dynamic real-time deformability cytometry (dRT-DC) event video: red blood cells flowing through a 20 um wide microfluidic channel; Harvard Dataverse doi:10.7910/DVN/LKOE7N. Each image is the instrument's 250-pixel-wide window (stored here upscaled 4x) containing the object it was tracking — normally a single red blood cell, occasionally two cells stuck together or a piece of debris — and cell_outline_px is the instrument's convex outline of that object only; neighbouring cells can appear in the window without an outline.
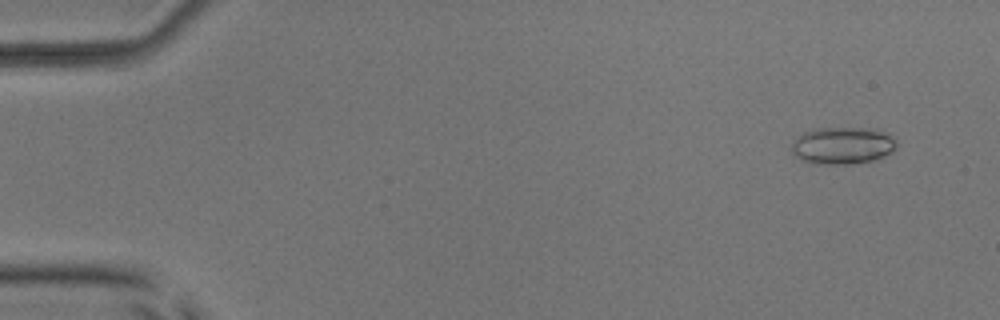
{"species": "common noctule bat (a hibernating species)", "species_latin": "Nyctalus noctula", "temperature_condition": "room temperature", "stored_images_in_passage": 53, "camera_frame_rate_fps": 3000, "um_per_image_px": 0.085, "animal": {"sex": "male", "body_mass_g": 17.9, "forearm_length_mm": 54.2}, "frame": {"image": 1, "passage_image": 4, "time_ms": 1.0, "image_size_px": [1000, 320], "cell_outline_px": [[900, 144], [892, 152], [884, 156], [872, 160], [848, 164], [820, 164], [800, 160], [792, 156], [792, 144], [796, 136], [812, 128], [876, 128], [896, 136]], "centroid_in_image_um": [71.66, 12.35], "position_along_channel_um": 13.3, "area_um2": 23.35}}
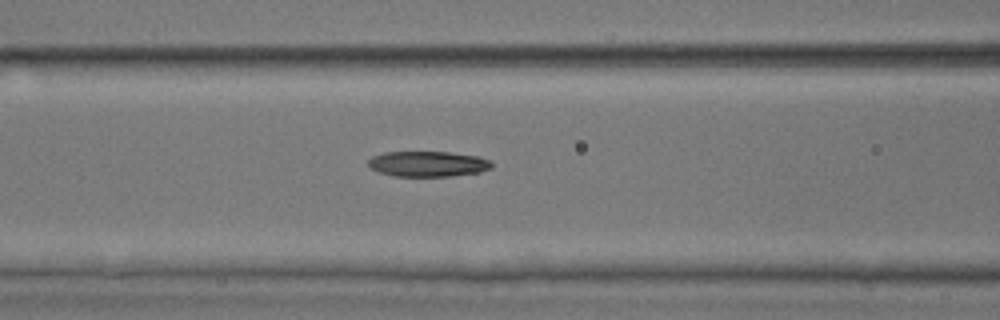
{"frame": {"image": 2, "passage_image": 23, "time_ms": 7.333, "image_size_px": [1000, 320], "cell_outline_px": [[492, 168], [480, 172], [452, 176], [392, 176], [380, 172], [372, 168], [368, 164], [368, 160], [372, 156], [384, 152], [448, 152], [480, 156], [492, 160]], "centroid_in_image_um": [36.41, 13.93], "position_along_channel_um": 130.2, "area_um2": 18.44}}
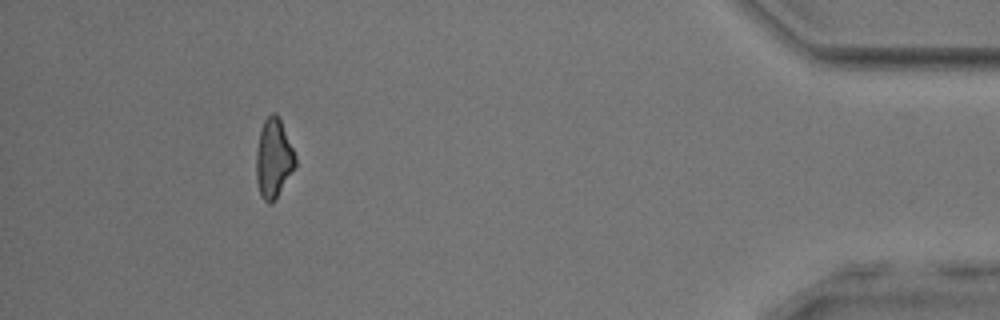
{"frame": {"image": 3, "passage_image": 49, "time_ms": 16.0, "image_size_px": [1000, 320], "cell_outline_px": [[296, 168], [276, 200], [272, 204], [268, 204], [260, 196], [256, 180], [256, 152], [260, 132], [264, 120], [272, 112], [276, 112], [280, 120], [296, 156]], "centroid_in_image_um": [23.26, 13.53], "position_along_channel_um": 411.9, "area_um2": 18.32}, "authors_computed_cell_mechanics": {"area_um2": 19.1896, "velocity_mm_per_s": 3.9181, "shape_relaxation_time_tau1_ms": 4.1292, "shape_relaxation_time_tau2_ms": null, "deformation_change_tau1": 0.1518, "deformation_change_tau2": null}}